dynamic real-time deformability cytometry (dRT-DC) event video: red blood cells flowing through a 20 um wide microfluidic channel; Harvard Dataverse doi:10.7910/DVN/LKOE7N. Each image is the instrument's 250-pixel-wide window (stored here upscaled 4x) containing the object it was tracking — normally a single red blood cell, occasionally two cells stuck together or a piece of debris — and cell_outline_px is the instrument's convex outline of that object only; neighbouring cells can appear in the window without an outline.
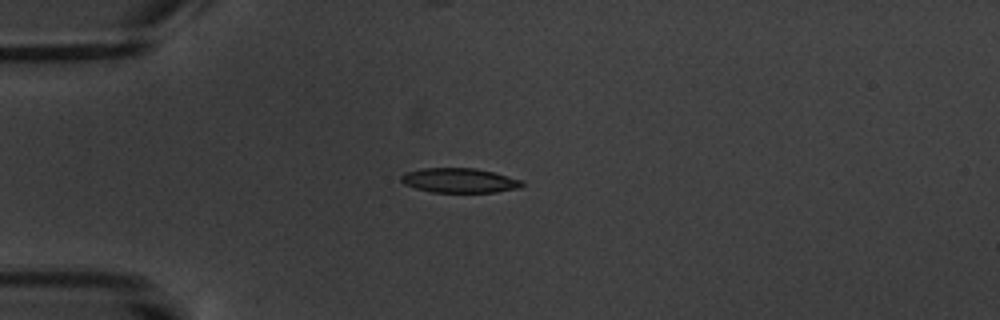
{"species": "common noctule bat (a hibernating species)", "species_latin": "Nyctalus noctula", "temperature_condition": "warm", "stored_images_in_passage": 9, "camera_frame_rate_fps": 3000, "um_per_image_px": 0.085, "animal": {"sex": "male", "body_mass_g": 20.1, "forearm_length_mm": 53.5}, "frame": {"image": 1, "passage_image": 4, "time_ms": 4.333, "image_size_px": [1000, 320], "cell_outline_px": [[524, 184], [520, 188], [496, 192], [432, 192], [416, 188], [404, 184], [400, 180], [400, 176], [404, 172], [424, 168], [476, 168], [508, 176], [520, 180]], "centroid_in_image_um": [39.02, 15.33], "position_along_channel_um": 46.0, "area_um2": 17.28}}
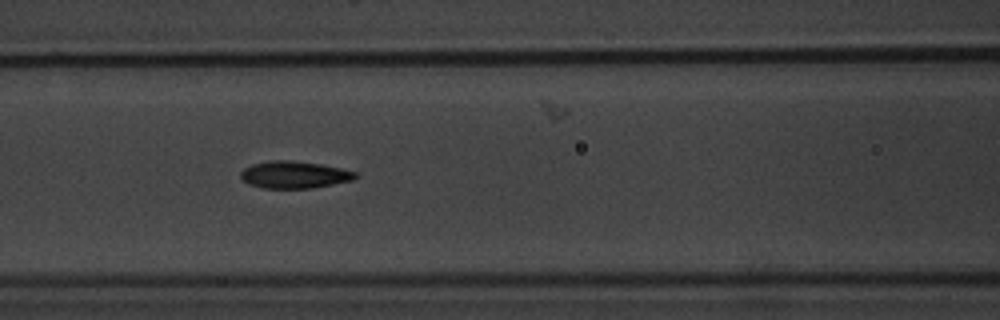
{"frame": {"image": 2, "passage_image": 7, "time_ms": 7.667, "image_size_px": [1000, 320], "cell_outline_px": [[360, 176], [352, 180], [312, 188], [260, 188], [248, 184], [240, 176], [240, 172], [244, 168], [252, 164], [268, 160], [288, 160], [320, 164], [344, 168], [356, 172]], "centroid_in_image_um": [25.02, 14.85], "position_along_channel_um": 141.6, "area_um2": 18.26}}